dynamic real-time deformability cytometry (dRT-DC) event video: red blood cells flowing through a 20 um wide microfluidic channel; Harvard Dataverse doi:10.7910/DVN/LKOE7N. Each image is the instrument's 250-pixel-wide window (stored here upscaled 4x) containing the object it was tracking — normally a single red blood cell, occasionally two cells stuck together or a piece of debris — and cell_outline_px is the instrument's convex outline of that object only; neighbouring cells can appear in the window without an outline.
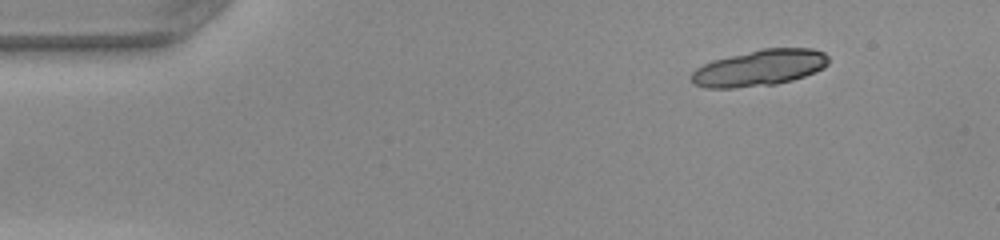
{"species": "common noctule bat (a hibernating species)", "species_latin": "Nyctalus noctula", "temperature_condition": "warm", "stored_images_in_passage": 13, "camera_frame_rate_fps": 3000, "um_per_image_px": 0.085, "animal": {"sex": "female", "body_mass_g": 22.0, "forearm_length_mm": 56.7}, "frame": {"image": 1, "passage_image": 1, "time_ms": 0.0, "image_size_px": [1000, 240], "cell_outline_px": [[828, 64], [824, 68], [816, 72], [792, 80], [776, 84], [732, 88], [704, 88], [692, 84], [692, 72], [696, 68], [712, 60], [760, 48], [812, 48], [824, 52], [828, 56]], "centroid_in_image_um": [64.56, 5.76], "position_along_channel_um": 20.4, "area_um2": 29.13}}